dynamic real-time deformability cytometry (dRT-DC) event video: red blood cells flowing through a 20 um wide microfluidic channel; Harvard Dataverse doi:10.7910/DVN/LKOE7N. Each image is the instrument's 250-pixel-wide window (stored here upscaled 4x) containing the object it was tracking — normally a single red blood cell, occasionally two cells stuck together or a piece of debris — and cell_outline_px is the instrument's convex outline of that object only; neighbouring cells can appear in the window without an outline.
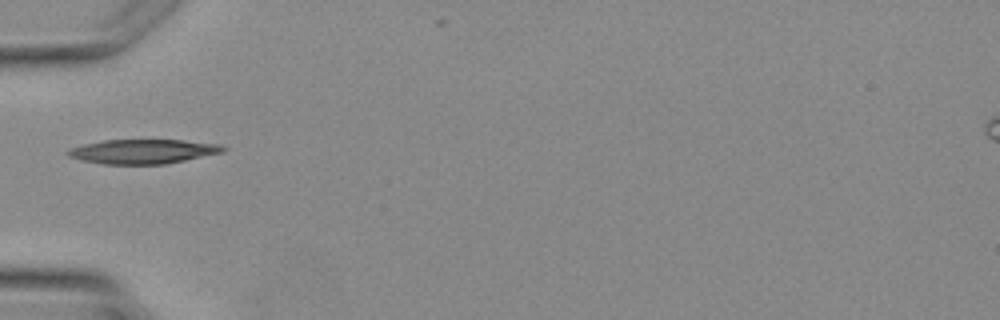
{"species": "Egyptian fruit bat (a non-hibernating species)", "species_latin": "Rousettus aegyptiacus", "temperature_condition": "warm", "stored_images_in_passage": 1, "camera_frame_rate_fps": 3000, "um_per_image_px": 0.085, "animal": {"sex": "female"}, "frame": {"image": 1, "passage_image": 1, "time_ms": 0.0, "image_size_px": [1000, 320], "cell_outline_px": [[228, 148], [224, 152], [168, 164], [104, 164], [84, 160], [68, 156], [64, 152], [68, 148], [84, 144], [104, 140], [184, 140], [220, 144]], "centroid_in_image_um": [12.18, 12.87], "position_along_channel_um": 72.8, "area_um2": 22.2}}